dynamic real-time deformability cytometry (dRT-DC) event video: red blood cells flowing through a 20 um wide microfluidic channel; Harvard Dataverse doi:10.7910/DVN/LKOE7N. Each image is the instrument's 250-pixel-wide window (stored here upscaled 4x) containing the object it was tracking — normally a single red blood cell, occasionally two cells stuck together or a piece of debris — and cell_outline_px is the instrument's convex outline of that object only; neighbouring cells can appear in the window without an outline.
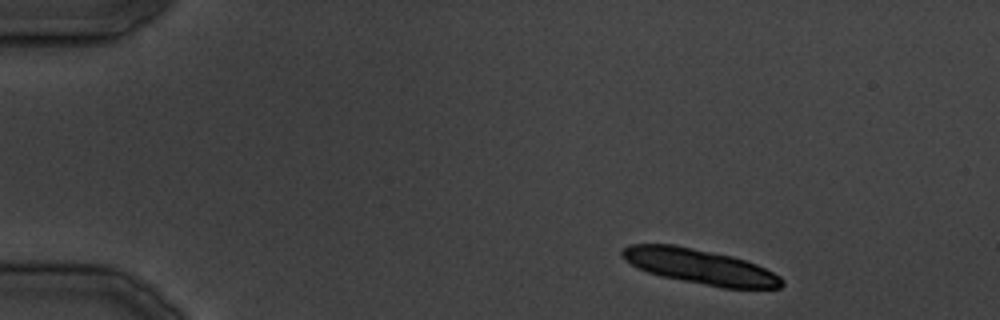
{"species": "common noctule bat (a hibernating species)", "species_latin": "Nyctalus noctula", "temperature_condition": "cold", "stored_images_in_passage": 30, "camera_frame_rate_fps": 3000, "um_per_image_px": 0.085, "animal": {"sex": "male", "body_mass_g": 19.5, "forearm_length_mm": 54.6}, "frame": {"image": 1, "passage_image": 2, "time_ms": 1.333, "image_size_px": [1000, 320], "cell_outline_px": [[784, 284], [780, 288], [724, 288], [664, 276], [648, 272], [624, 260], [620, 252], [624, 248], [632, 244], [672, 244], [732, 256], [756, 264], [780, 276], [784, 280]], "centroid_in_image_um": [59.52, 22.65], "position_along_channel_um": 25.5, "area_um2": 31.96}}
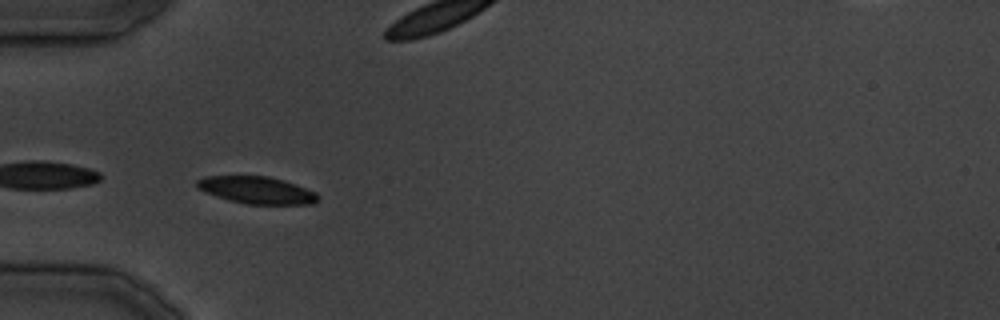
{"frame": {"image": 2, "passage_image": 9, "time_ms": 10.0, "image_size_px": [1000, 320], "cell_outline_px": [[320, 200], [316, 204], [244, 204], [228, 200], [204, 192], [196, 188], [196, 180], [204, 176], [268, 176], [284, 180], [296, 184], [316, 192], [320, 196]], "centroid_in_image_um": [21.84, 16.16], "position_along_channel_um": 63.2, "area_um2": 19.48}}